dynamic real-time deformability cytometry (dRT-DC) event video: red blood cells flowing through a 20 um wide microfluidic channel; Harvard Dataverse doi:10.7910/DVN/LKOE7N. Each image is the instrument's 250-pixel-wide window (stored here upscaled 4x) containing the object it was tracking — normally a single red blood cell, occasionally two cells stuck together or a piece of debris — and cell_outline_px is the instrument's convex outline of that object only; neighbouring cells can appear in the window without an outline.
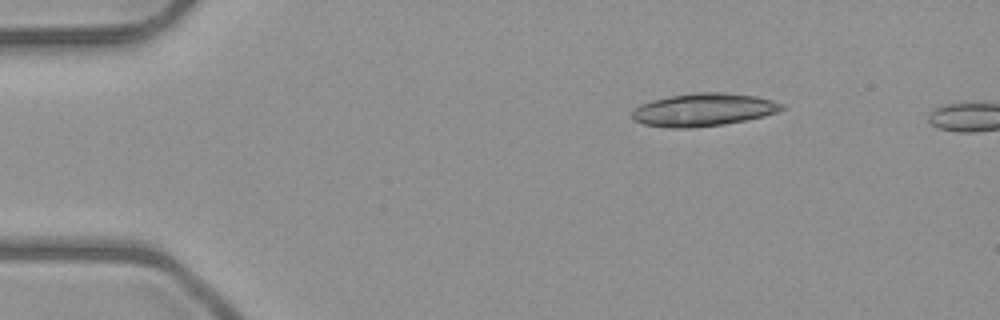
{"species": "common noctule bat (a hibernating species)", "species_latin": "Nyctalus noctula", "temperature_condition": "room temperature", "stored_images_in_passage": 2, "camera_frame_rate_fps": 3000, "um_per_image_px": 0.085, "animal": {"sex": "male", "body_mass_g": 23.1, "forearm_length_mm": 52.7}, "frame": {"image": 1, "passage_image": 1, "time_ms": 0.0, "image_size_px": [1000, 320], "cell_outline_px": [[784, 108], [776, 112], [764, 116], [724, 124], [688, 128], [668, 128], [644, 124], [636, 120], [632, 116], [632, 112], [640, 104], [652, 100], [692, 92], [724, 92], [756, 96], [772, 100], [784, 104]], "centroid_in_image_um": [59.8, 9.32], "position_along_channel_um": 25.2, "area_um2": 28.5}}